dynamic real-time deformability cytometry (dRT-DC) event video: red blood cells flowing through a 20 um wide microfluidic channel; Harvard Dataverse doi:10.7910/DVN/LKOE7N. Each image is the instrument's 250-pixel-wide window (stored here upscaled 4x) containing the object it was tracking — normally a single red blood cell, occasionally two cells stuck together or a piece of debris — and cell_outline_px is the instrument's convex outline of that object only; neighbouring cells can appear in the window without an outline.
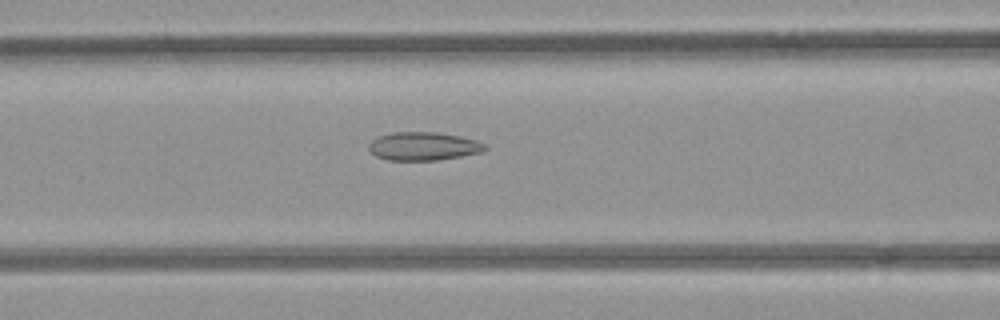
{"species": "common noctule bat (a hibernating species)", "species_latin": "Nyctalus noctula", "temperature_condition": "room temperature", "stored_images_in_passage": 33, "camera_frame_rate_fps": 3000, "um_per_image_px": 0.085, "animal": {"sex": "female", "body_mass_g": 21.9}, "frame": {"image": 1, "passage_image": 9, "time_ms": 2.667, "image_size_px": [1000, 320], "cell_outline_px": [[488, 148], [480, 152], [460, 156], [436, 160], [388, 160], [376, 156], [368, 148], [368, 144], [372, 140], [380, 136], [392, 132], [436, 132], [460, 136], [476, 140], [484, 144]], "centroid_in_image_um": [35.97, 12.42], "position_along_channel_um": 130.6, "area_um2": 19.02}}
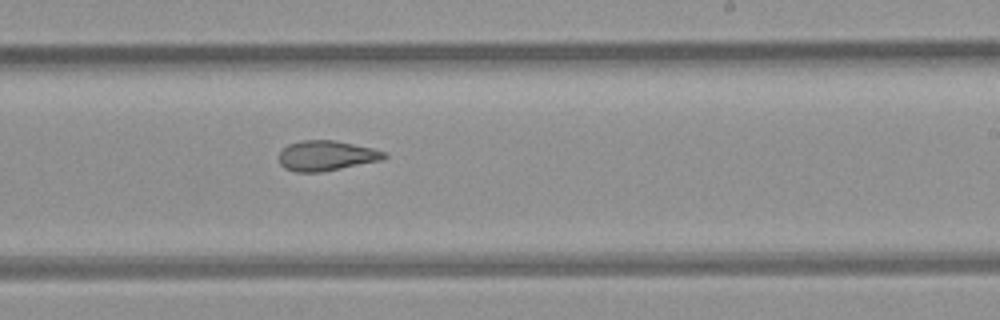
{"frame": {"image": 2, "passage_image": 19, "time_ms": 6.0, "image_size_px": [1000, 320], "cell_outline_px": [[388, 156], [380, 160], [320, 172], [296, 172], [284, 168], [280, 164], [280, 152], [288, 144], [300, 140], [336, 140], [372, 148], [384, 152]], "centroid_in_image_um": [27.71, 13.22], "position_along_channel_um": 261.3, "area_um2": 18.26}}
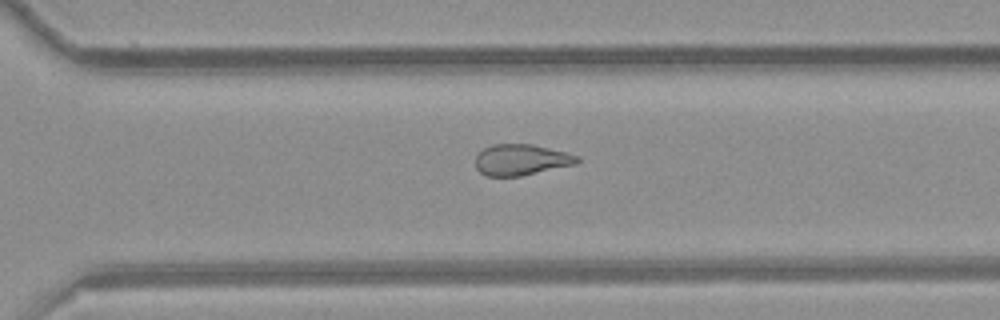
{"frame": {"image": 3, "passage_image": 24, "time_ms": 7.667, "image_size_px": [1000, 320], "cell_outline_px": [[580, 160], [576, 164], [520, 176], [488, 176], [480, 172], [476, 168], [476, 156], [484, 148], [492, 144], [532, 144], [580, 156]], "centroid_in_image_um": [44.3, 13.58], "position_along_channel_um": 326.3, "area_um2": 18.26}, "authors_computed_cell_mechanics": {"area_um2": 19.1896, "velocity_mm_per_s": 3.9231, "shape_relaxation_time_tau1_ms": null, "shape_relaxation_time_tau2_ms": 2.2033, "deformation_change_tau1": null, "deformation_change_tau2": 0.0992}}